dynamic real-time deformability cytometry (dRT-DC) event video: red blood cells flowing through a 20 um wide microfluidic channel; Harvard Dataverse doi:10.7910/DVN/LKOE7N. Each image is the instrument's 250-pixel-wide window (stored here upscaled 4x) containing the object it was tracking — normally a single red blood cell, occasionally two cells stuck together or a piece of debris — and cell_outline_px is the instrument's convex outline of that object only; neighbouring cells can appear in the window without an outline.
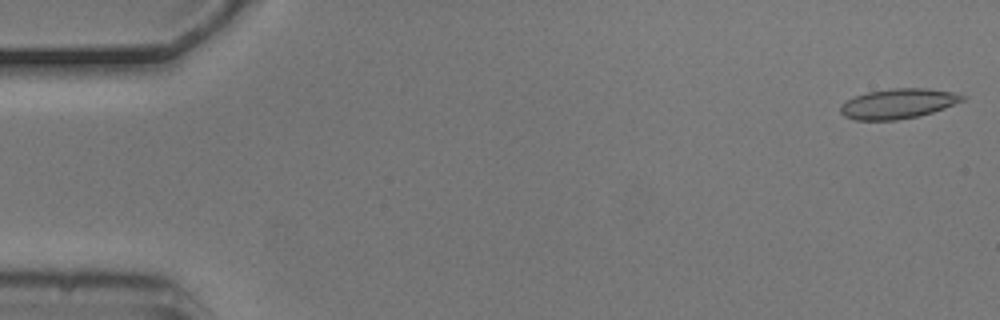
{"species": "common noctule bat (a hibernating species)", "species_latin": "Nyctalus noctula", "temperature_condition": "cold", "stored_images_in_passage": 5, "camera_frame_rate_fps": 3000, "um_per_image_px": 0.085, "animal": {"sex": "male", "body_mass_g": 20.5, "forearm_length_mm": 52.5}, "frame": {"image": 1, "passage_image": 1, "time_ms": 0.0, "image_size_px": [1000, 320], "cell_outline_px": [[968, 96], [964, 100], [944, 108], [932, 112], [916, 116], [896, 120], [856, 120], [844, 116], [840, 112], [840, 104], [856, 96], [868, 92], [892, 88], [928, 88], [952, 92]], "centroid_in_image_um": [76.34, 8.8], "position_along_channel_um": 8.7, "area_um2": 21.15}}
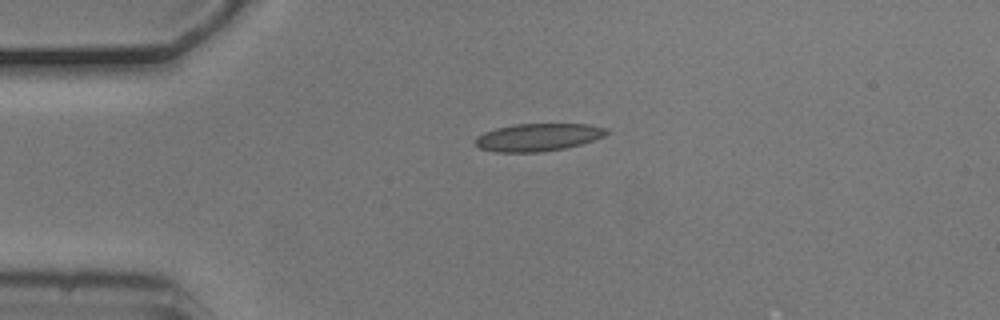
{"frame": {"image": 2, "passage_image": 4, "time_ms": 1.0, "image_size_px": [1000, 320], "cell_outline_px": [[608, 132], [604, 136], [580, 144], [564, 148], [540, 152], [496, 152], [480, 148], [476, 144], [476, 136], [484, 132], [496, 128], [516, 124], [588, 124], [608, 128]], "centroid_in_image_um": [45.73, 11.66], "position_along_channel_um": 39.3, "area_um2": 20.98}}